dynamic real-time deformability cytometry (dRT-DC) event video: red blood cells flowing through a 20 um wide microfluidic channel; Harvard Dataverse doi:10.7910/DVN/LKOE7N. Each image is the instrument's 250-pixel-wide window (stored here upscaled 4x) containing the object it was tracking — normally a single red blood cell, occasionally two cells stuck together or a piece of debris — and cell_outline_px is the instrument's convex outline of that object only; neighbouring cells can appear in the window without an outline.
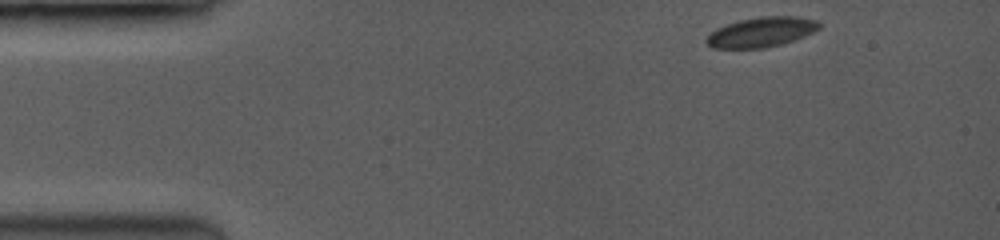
{"species": "common noctule bat (a hibernating species)", "species_latin": "Nyctalus noctula", "temperature_condition": "room temperature", "stored_images_in_passage": 23, "camera_frame_rate_fps": 3500, "um_per_image_px": 0.085, "animal": {"sex": "female", "body_mass_g": 19.0, "forearm_length_mm": 53.3}, "frame": {"image": 1, "passage_image": 1, "time_ms": 0.0, "image_size_px": [1000, 240], "cell_outline_px": [[820, 28], [812, 32], [792, 40], [780, 44], [764, 48], [712, 48], [708, 44], [708, 36], [712, 32], [728, 24], [740, 20], [764, 16], [792, 16], [812, 20], [820, 24]], "centroid_in_image_um": [64.71, 2.73], "position_along_channel_um": 20.3, "area_um2": 18.9}}
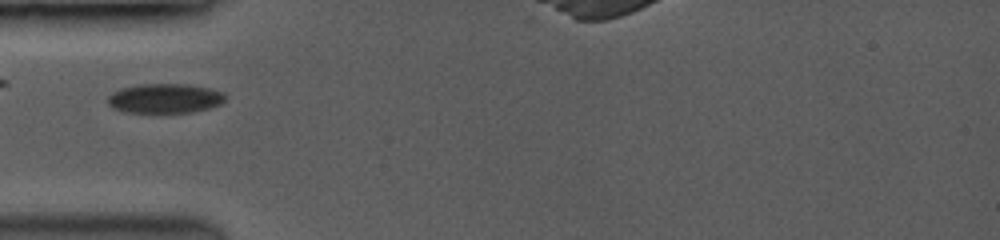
{"frame": {"image": 2, "passage_image": 10, "time_ms": 3.429, "image_size_px": [1000, 240], "cell_outline_px": [[224, 100], [220, 104], [208, 108], [188, 112], [128, 112], [112, 108], [108, 104], [108, 96], [124, 88], [140, 84], [184, 84], [204, 88], [220, 92], [224, 96]], "centroid_in_image_um": [13.97, 8.37], "position_along_channel_um": 71.0, "area_um2": 19.54}}